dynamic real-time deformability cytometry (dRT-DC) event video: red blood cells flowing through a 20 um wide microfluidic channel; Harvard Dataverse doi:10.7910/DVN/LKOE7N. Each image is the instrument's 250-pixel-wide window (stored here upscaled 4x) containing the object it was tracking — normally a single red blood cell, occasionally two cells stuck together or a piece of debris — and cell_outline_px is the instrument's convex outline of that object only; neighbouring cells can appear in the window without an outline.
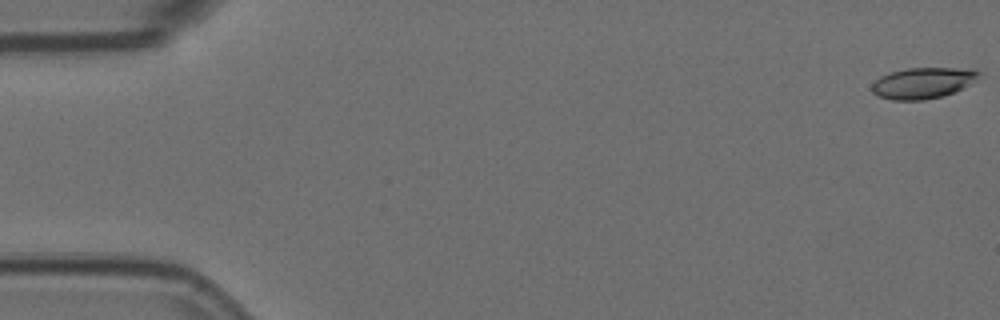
{"species": "Egyptian fruit bat (a non-hibernating species)", "species_latin": "Rousettus aegyptiacus", "temperature_condition": "room temperature", "stored_images_in_passage": 7, "camera_frame_rate_fps": 3000, "um_per_image_px": 0.085, "animal": {"sex": "female"}, "frame": {"image": 1, "passage_image": 1, "time_ms": 0.0, "image_size_px": [1000, 320], "cell_outline_px": [[980, 72], [976, 80], [944, 96], [924, 100], [892, 100], [876, 96], [872, 92], [872, 84], [880, 76], [892, 72], [908, 68], [956, 68]], "centroid_in_image_um": [78.36, 7.07], "position_along_channel_um": 6.6, "area_um2": 19.02}}
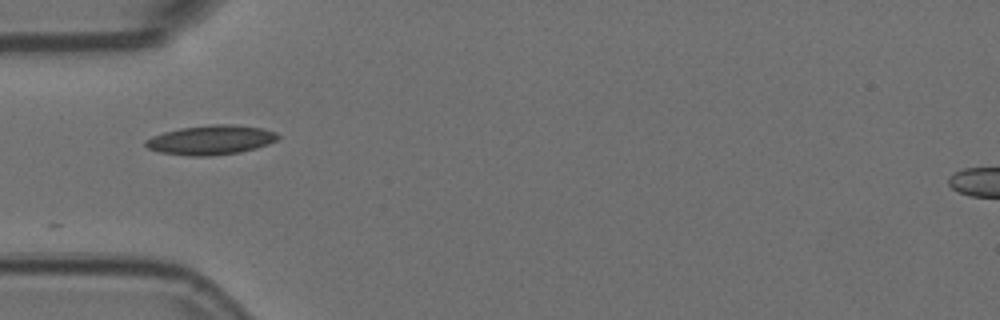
{"frame": {"image": 2, "passage_image": 5, "time_ms": 1.333, "image_size_px": [1000, 320], "cell_outline_px": [[280, 136], [276, 140], [268, 144], [256, 148], [240, 152], [208, 156], [188, 156], [160, 152], [148, 148], [144, 144], [144, 140], [152, 136], [164, 132], [180, 128], [212, 124], [232, 124], [260, 128], [276, 132]], "centroid_in_image_um": [17.91, 11.89], "position_along_channel_um": 67.1, "area_um2": 22.66}}
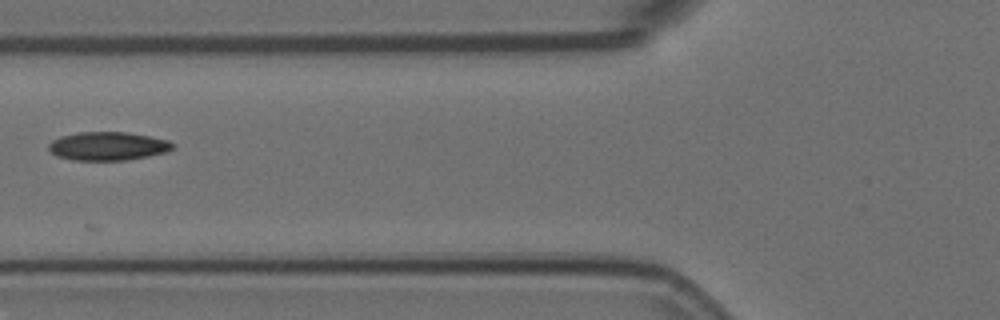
{"frame": {"image": 3, "passage_image": 6, "time_ms": 1.667, "image_size_px": [1000, 320], "cell_outline_px": [[176, 148], [168, 152], [128, 160], [72, 160], [56, 156], [48, 148], [48, 144], [52, 140], [60, 136], [80, 132], [124, 132], [148, 136], [168, 140], [176, 144]], "centroid_in_image_um": [9.2, 12.42], "position_along_channel_um": 116.6, "area_um2": 20.75}}